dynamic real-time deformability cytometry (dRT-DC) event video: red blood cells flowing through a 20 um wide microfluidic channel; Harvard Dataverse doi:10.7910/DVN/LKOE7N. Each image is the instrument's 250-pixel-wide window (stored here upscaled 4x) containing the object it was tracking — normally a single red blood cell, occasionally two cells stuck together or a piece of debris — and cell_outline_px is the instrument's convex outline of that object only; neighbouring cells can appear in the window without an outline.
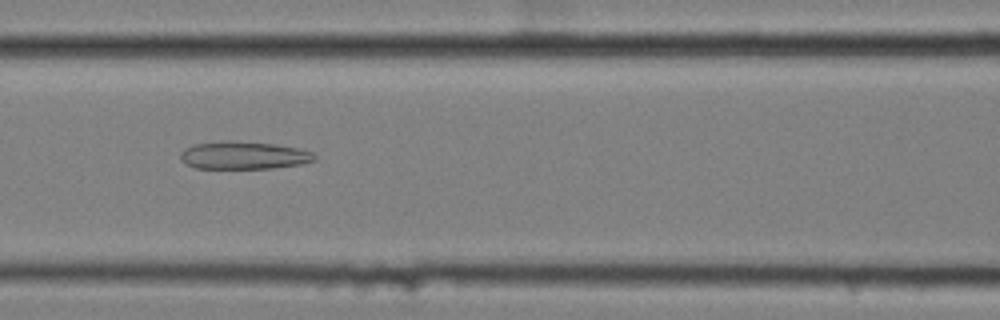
{"species": "common noctule bat (a hibernating species)", "species_latin": "Nyctalus noctula", "temperature_condition": "cold", "stored_images_in_passage": 58, "camera_frame_rate_fps": 3000, "um_per_image_px": 0.085, "animal": {"sex": "female", "body_mass_g": 25.1}, "frame": {"image": 1, "passage_image": 25, "time_ms": 8.0, "image_size_px": [1000, 320], "cell_outline_px": [[316, 160], [300, 164], [272, 168], [196, 168], [184, 164], [180, 160], [180, 152], [184, 148], [192, 144], [224, 140], [232, 140], [272, 144], [300, 148], [312, 152], [316, 156]], "centroid_in_image_um": [20.66, 13.19], "position_along_channel_um": 145.9, "area_um2": 21.91}}
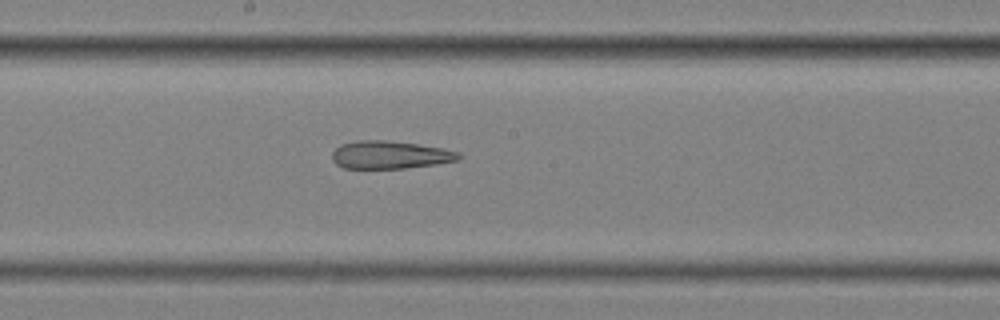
{"frame": {"image": 2, "passage_image": 31, "time_ms": 10.0, "image_size_px": [1000, 320], "cell_outline_px": [[464, 156], [460, 160], [436, 164], [404, 168], [344, 168], [336, 164], [332, 160], [332, 152], [340, 144], [356, 140], [384, 140], [416, 144], [444, 148], [460, 152]], "centroid_in_image_um": [33.18, 13.16], "position_along_channel_um": 215.0, "area_um2": 20.69}}
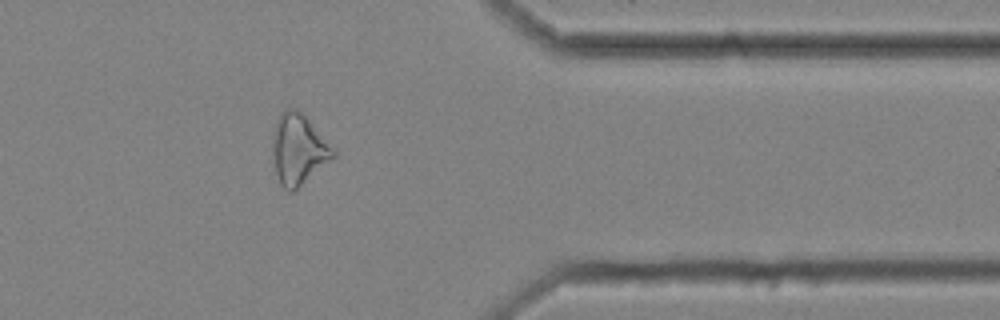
{"frame": {"image": 3, "passage_image": 47, "time_ms": 15.333, "image_size_px": [1000, 320], "cell_outline_px": [[336, 156], [292, 192], [288, 192], [280, 184], [276, 172], [272, 152], [272, 132], [276, 120], [284, 108], [296, 108], [336, 148]], "centroid_in_image_um": [25.36, 12.68], "position_along_channel_um": 386.0, "area_um2": 24.97}, "authors_computed_cell_mechanics": {"area_um2": 25.9522, "velocity_mm_per_s": 3.4742, "shape_relaxation_time_tau1_ms": null, "shape_relaxation_time_tau2_ms": 5.6333, "deformation_change_tau1": null, "deformation_change_tau2": 0.1826}}